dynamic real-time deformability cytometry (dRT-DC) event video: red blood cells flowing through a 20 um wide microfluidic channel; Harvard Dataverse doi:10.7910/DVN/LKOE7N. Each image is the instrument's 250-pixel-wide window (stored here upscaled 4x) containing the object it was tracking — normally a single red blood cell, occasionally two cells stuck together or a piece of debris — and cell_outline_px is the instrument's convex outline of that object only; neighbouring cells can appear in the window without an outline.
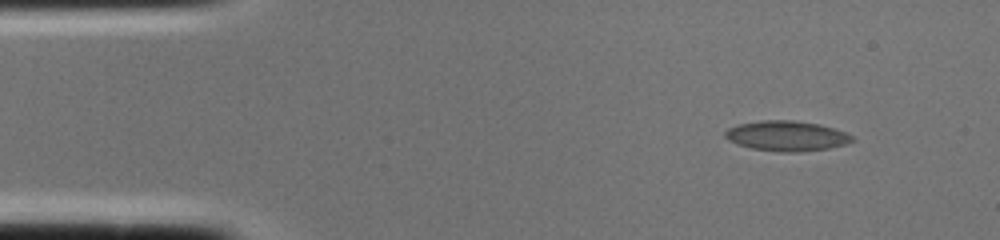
{"species": "common noctule bat (a hibernating species)", "species_latin": "Nyctalus noctula", "temperature_condition": "cold", "stored_images_in_passage": 1, "camera_frame_rate_fps": 3000, "um_per_image_px": 0.085, "animal": {"sex": "female", "body_mass_g": 22.0, "forearm_length_mm": 56.7}, "frame": {"image": 1, "passage_image": 1, "time_ms": 0.0, "image_size_px": [1000, 240], "cell_outline_px": [[856, 140], [844, 144], [828, 148], [800, 152], [780, 152], [752, 148], [728, 140], [724, 136], [724, 132], [728, 128], [740, 124], [760, 120], [792, 120], [820, 124], [844, 132], [852, 136]], "centroid_in_image_um": [66.86, 11.55], "position_along_channel_um": 18.1, "area_um2": 22.14}}